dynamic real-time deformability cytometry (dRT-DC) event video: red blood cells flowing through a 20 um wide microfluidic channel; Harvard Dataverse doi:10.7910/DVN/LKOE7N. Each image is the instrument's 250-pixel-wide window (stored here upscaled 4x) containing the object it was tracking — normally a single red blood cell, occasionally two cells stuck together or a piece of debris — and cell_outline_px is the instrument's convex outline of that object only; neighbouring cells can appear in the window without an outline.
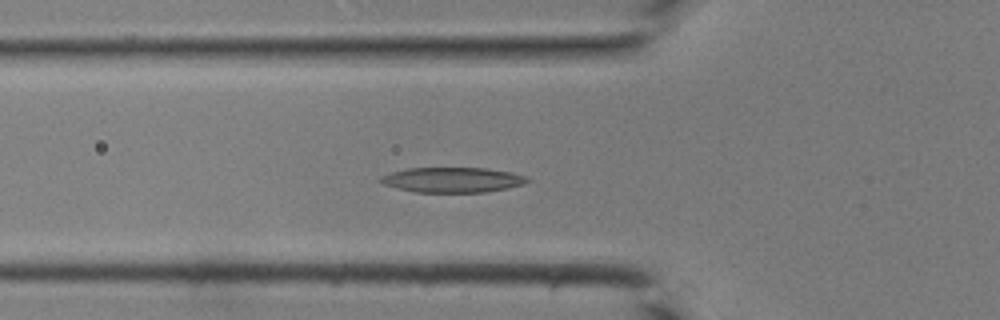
{"species": "common noctule bat (a hibernating species)", "species_latin": "Nyctalus noctula", "temperature_condition": "room temperature", "stored_images_in_passage": 37, "camera_frame_rate_fps": 3000, "um_per_image_px": 0.085, "animal": {"sex": "male", "body_mass_g": 19.0, "forearm_length_mm": 50.8}, "frame": {"image": 1, "passage_image": 10, "time_ms": 3.0, "image_size_px": [1000, 320], "cell_outline_px": [[532, 180], [524, 184], [508, 188], [484, 192], [416, 192], [384, 184], [376, 180], [380, 176], [392, 172], [408, 168], [488, 168], [512, 172], [524, 176]], "centroid_in_image_um": [38.48, 15.28], "position_along_channel_um": 87.3, "area_um2": 21.44}}
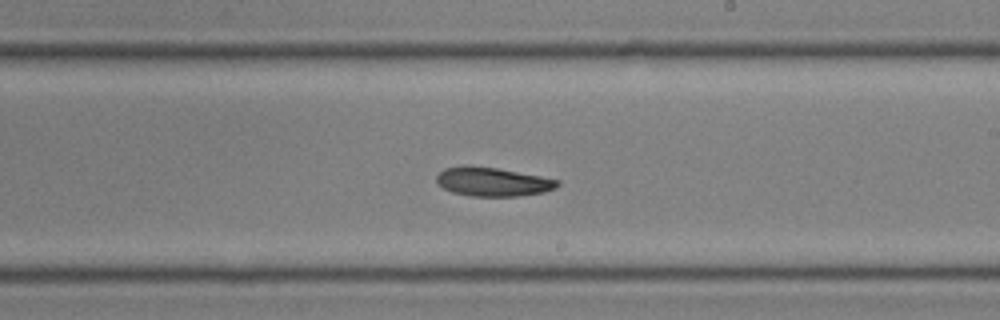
{"frame": {"image": 2, "passage_image": 20, "time_ms": 6.333, "image_size_px": [1000, 320], "cell_outline_px": [[560, 184], [556, 188], [544, 192], [516, 196], [472, 196], [452, 192], [444, 188], [436, 180], [436, 176], [444, 168], [468, 164], [496, 168], [540, 176], [560, 180]], "centroid_in_image_um": [41.88, 15.44], "position_along_channel_um": 247.1, "area_um2": 20.35}}
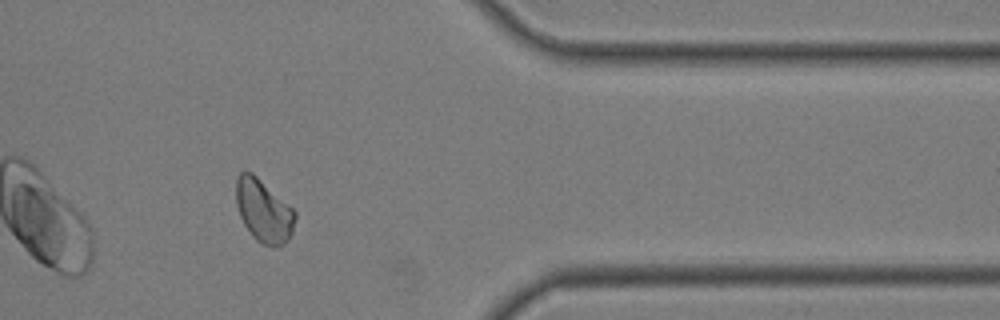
{"frame": {"image": 3, "passage_image": 30, "time_ms": 9.667, "image_size_px": [1000, 320], "cell_outline_px": [[296, 216], [292, 232], [288, 240], [284, 244], [272, 248], [256, 240], [252, 236], [244, 224], [240, 216], [236, 204], [236, 180], [240, 172], [252, 172], [292, 208], [296, 212]], "centroid_in_image_um": [22.4, 17.94], "position_along_channel_um": 389.0, "area_um2": 21.44}}